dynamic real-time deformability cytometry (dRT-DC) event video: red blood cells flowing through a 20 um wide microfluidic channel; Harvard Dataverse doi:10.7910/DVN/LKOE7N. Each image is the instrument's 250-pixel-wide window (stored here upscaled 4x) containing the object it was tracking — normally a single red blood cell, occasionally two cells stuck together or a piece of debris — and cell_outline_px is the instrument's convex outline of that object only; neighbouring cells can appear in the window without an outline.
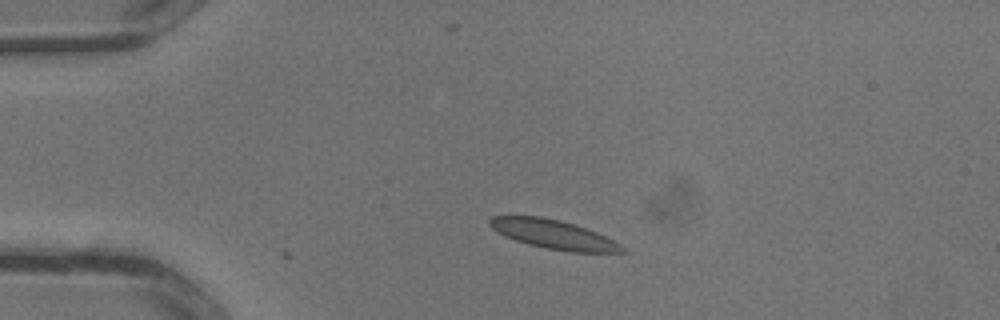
{"species": "common noctule bat (a hibernating species)", "species_latin": "Nyctalus noctula", "temperature_condition": "warm", "stored_images_in_passage": 4, "camera_frame_rate_fps": 3000, "um_per_image_px": 0.085, "animal": {"sex": "male", "body_mass_g": 13.3}, "frame": {"image": 1, "passage_image": 4, "time_ms": 1.0, "image_size_px": [1000, 320], "cell_outline_px": [[624, 252], [568, 252], [544, 248], [528, 244], [504, 236], [492, 228], [488, 224], [488, 220], [492, 216], [540, 216], [560, 220], [596, 232], [620, 244], [624, 248]], "centroid_in_image_um": [47.0, 19.92], "position_along_channel_um": 38.0, "area_um2": 22.14}}